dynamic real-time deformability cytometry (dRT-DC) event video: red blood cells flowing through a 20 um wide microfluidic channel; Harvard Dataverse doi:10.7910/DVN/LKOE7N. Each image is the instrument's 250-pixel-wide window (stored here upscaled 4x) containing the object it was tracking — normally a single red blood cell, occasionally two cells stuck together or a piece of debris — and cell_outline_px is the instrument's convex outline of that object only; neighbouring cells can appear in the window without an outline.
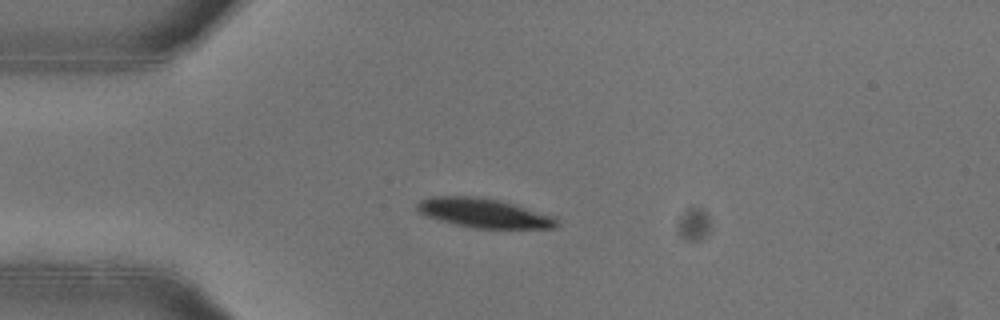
{"species": "common noctule bat (a hibernating species)", "species_latin": "Nyctalus noctula", "temperature_condition": "warm", "stored_images_in_passage": 53, "camera_frame_rate_fps": 3000, "um_per_image_px": 0.085, "animal": {"sex": "female"}, "frame": {"image": 1, "passage_image": 14, "time_ms": 4.333, "image_size_px": [1000, 320], "cell_outline_px": [[560, 224], [556, 228], [472, 228], [440, 220], [428, 216], [420, 212], [416, 208], [416, 204], [420, 200], [432, 196], [476, 196], [500, 200], [556, 216]], "centroid_in_image_um": [41.18, 18.1], "position_along_channel_um": 43.8, "area_um2": 23.87}}
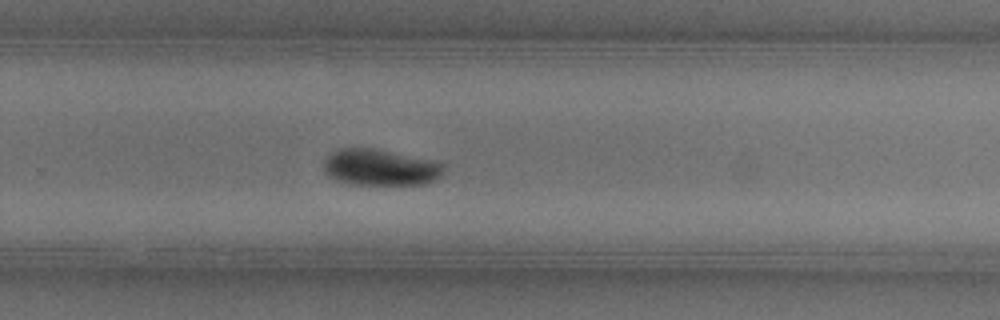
{"frame": {"image": 2, "passage_image": 35, "time_ms": 11.333, "image_size_px": [1000, 320], "cell_outline_px": [[444, 168], [440, 176], [436, 180], [428, 184], [352, 184], [336, 180], [328, 176], [324, 172], [324, 160], [332, 152], [340, 148], [380, 148], [436, 160], [444, 164]], "centroid_in_image_um": [32.36, 14.21], "position_along_channel_um": 297.4, "area_um2": 25.89}}
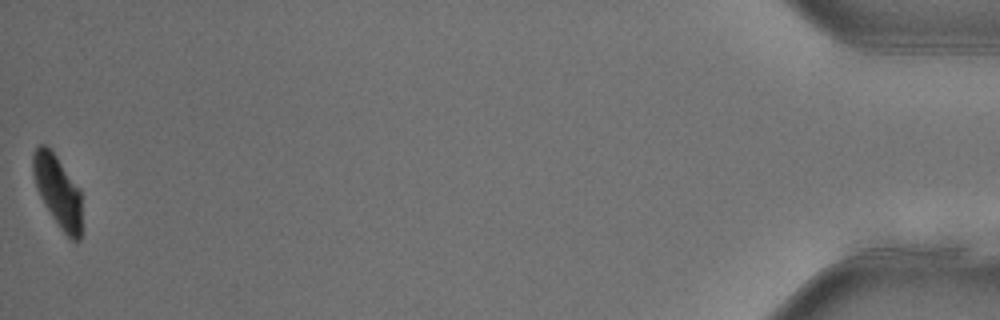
{"frame": {"image": 3, "passage_image": 53, "time_ms": 17.333, "image_size_px": [1000, 320], "cell_outline_px": [[80, 240], [72, 240], [60, 228], [44, 204], [36, 188], [32, 172], [32, 152], [40, 144], [44, 144], [56, 156], [80, 188]], "centroid_in_image_um": [4.88, 16.21], "position_along_channel_um": 430.3, "area_um2": 20.11}, "authors_computed_cell_mechanics": {"area_um2": 24.0448, "velocity_mm_per_s": 3.9259, "shape_relaxation_time_tau1_ms": 2.453, "shape_relaxation_time_tau2_ms": null, "deformation_change_tau1": 0.1531, "deformation_change_tau2": null}}